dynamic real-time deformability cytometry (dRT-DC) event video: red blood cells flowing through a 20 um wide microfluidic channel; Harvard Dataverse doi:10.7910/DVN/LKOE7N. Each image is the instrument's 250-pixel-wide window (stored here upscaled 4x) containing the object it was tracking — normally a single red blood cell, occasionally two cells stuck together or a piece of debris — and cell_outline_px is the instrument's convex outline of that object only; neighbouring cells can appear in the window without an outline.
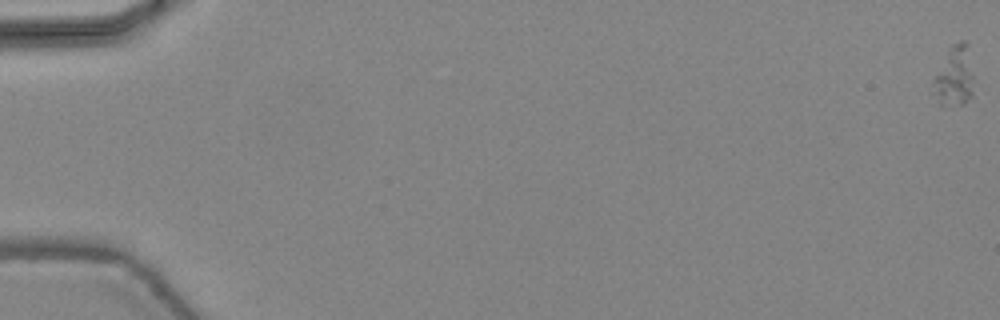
{"species": "common noctule bat (a hibernating species)", "species_latin": "Nyctalus noctula", "temperature_condition": "warm", "stored_images_in_passage": 49, "camera_frame_rate_fps": 3000, "um_per_image_px": 0.085, "animal": {"sex": "female", "body_mass_g": 24.6, "forearm_length_mm": 56.2}, "frame": {"image": 1, "passage_image": 1, "time_ms": 0.0, "image_size_px": [1000, 320], "cell_outline_px": [[972, 92], [964, 104], [940, 104], [932, 80], [948, 48], [952, 44], [960, 40], [964, 40], [968, 44], [972, 76]], "centroid_in_image_um": [81.12, 6.4], "position_along_channel_um": 3.9, "area_um2": 13.76}}
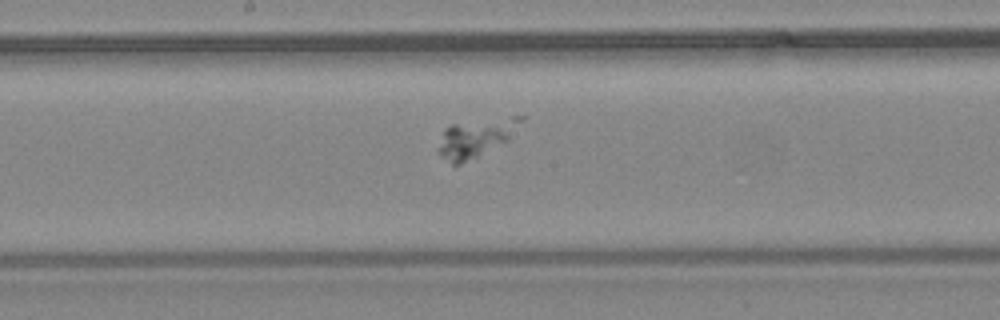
{"frame": {"image": 2, "passage_image": 28, "time_ms": 9.0, "image_size_px": [1000, 320], "cell_outline_px": [[508, 140], [460, 164], [452, 164], [436, 152], [436, 148], [444, 128], [452, 124], [456, 124], [504, 128]], "centroid_in_image_um": [39.8, 12.05], "position_along_channel_um": 208.4, "area_um2": 14.05}}
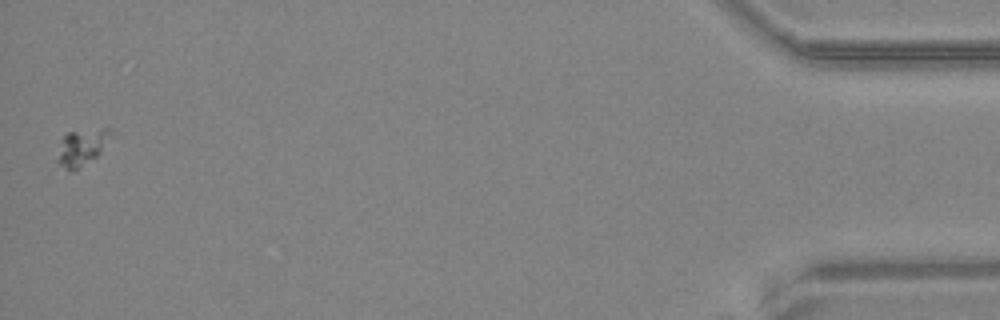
{"frame": {"image": 3, "passage_image": 49, "time_ms": 16.0, "image_size_px": [1000, 320], "cell_outline_px": [[116, 132], [100, 152], [96, 156], [76, 168], [64, 168], [56, 160], [64, 136], [68, 132], [104, 128], [112, 128]], "centroid_in_image_um": [7.04, 12.44], "position_along_channel_um": 428.2, "area_um2": 10.92}}